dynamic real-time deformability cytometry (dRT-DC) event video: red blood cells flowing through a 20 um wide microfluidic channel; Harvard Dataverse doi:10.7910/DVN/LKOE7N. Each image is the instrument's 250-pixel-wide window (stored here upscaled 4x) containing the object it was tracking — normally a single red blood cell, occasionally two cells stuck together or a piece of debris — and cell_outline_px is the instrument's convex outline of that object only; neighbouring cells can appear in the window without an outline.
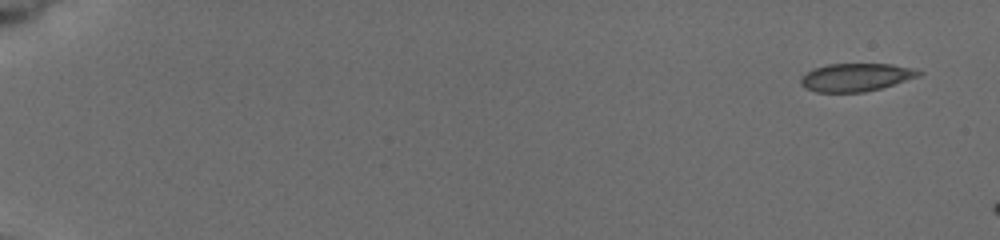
{"species": "common noctule bat (a hibernating species)", "species_latin": "Nyctalus noctula", "temperature_condition": "cold", "stored_images_in_passage": 10, "camera_frame_rate_fps": 3000, "um_per_image_px": 0.085, "animal": {"sex": "female", "body_mass_g": 19.5, "forearm_length_mm": 54.1}, "frame": {"image": 1, "passage_image": 1, "time_ms": 0.0, "image_size_px": [1000, 240], "cell_outline_px": [[924, 72], [920, 76], [880, 88], [864, 92], [816, 92], [800, 84], [800, 80], [808, 72], [816, 68], [828, 64], [892, 64], [916, 68]], "centroid_in_image_um": [72.82, 6.56], "position_along_channel_um": 12.2, "area_um2": 19.07}}
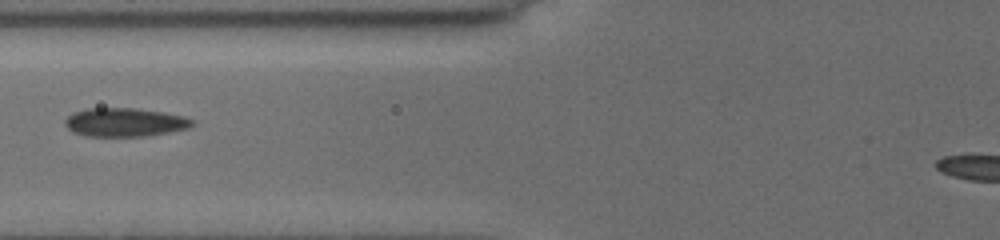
{"frame": {"image": 2, "passage_image": 9, "time_ms": 7.333, "image_size_px": [1000, 240], "cell_outline_px": [[196, 124], [188, 128], [168, 132], [144, 136], [84, 136], [68, 128], [64, 124], [64, 120], [72, 112], [88, 108], [136, 108], [160, 112], [180, 116], [192, 120]], "centroid_in_image_um": [10.56, 10.39], "position_along_channel_um": 115.2, "area_um2": 20.98}}
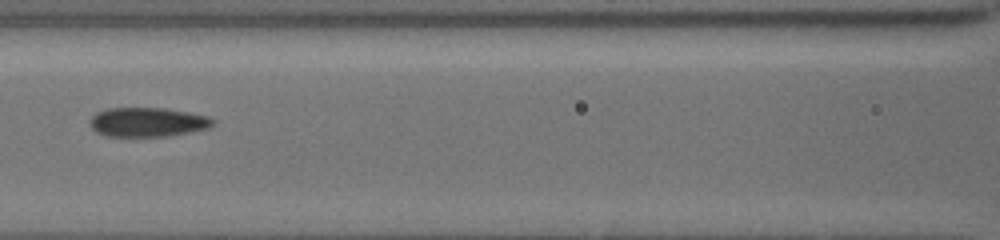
{"frame": {"image": 3, "passage_image": 10, "time_ms": 8.333, "image_size_px": [1000, 240], "cell_outline_px": [[216, 120], [208, 128], [164, 136], [108, 136], [96, 132], [92, 128], [92, 116], [96, 112], [108, 108], [164, 108], [188, 112], [208, 116]], "centroid_in_image_um": [12.54, 10.37], "position_along_channel_um": 154.1, "area_um2": 20.63}}